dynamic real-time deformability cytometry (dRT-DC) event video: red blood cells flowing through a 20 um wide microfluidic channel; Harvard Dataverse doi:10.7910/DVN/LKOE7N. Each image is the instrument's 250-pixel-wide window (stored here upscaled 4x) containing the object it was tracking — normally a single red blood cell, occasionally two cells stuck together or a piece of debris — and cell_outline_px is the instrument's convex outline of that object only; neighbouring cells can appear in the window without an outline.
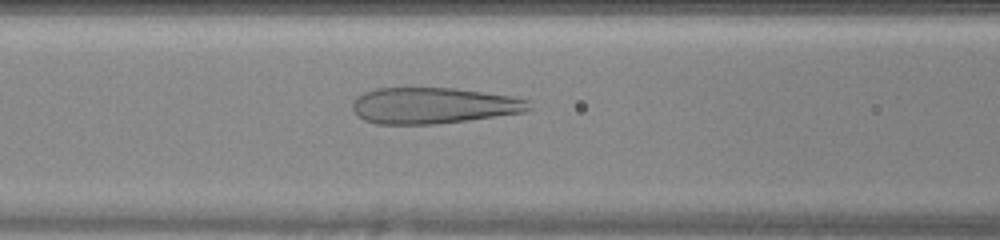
{"species": "human", "species_latin": "Homo sapiens", "temperature_condition": "warm", "stored_images_in_passage": 47, "camera_frame_rate_fps": 3000, "um_per_image_px": 0.085, "donor": {"sex": "female"}, "frame": {"image": 1, "passage_image": 21, "time_ms": 6.667, "image_size_px": [1000, 240], "cell_outline_px": [[532, 108], [524, 112], [468, 120], [436, 124], [376, 124], [364, 120], [356, 116], [352, 108], [352, 104], [356, 96], [364, 92], [376, 88], [456, 88], [512, 96], [528, 100]], "centroid_in_image_um": [36.8, 8.97], "position_along_channel_um": 129.8, "area_um2": 37.34}}
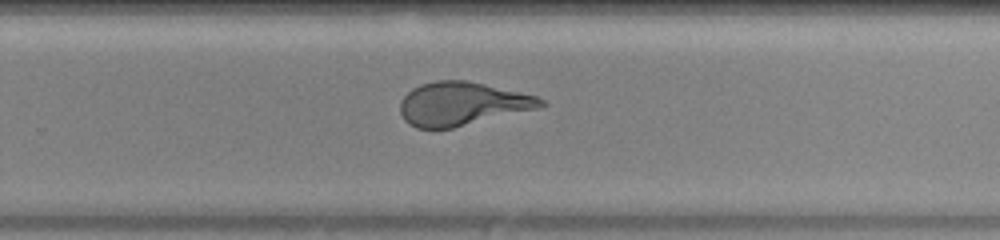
{"frame": {"image": 2, "passage_image": 32, "time_ms": 10.333, "image_size_px": [1000, 240], "cell_outline_px": [[548, 104], [536, 108], [452, 128], [416, 128], [408, 124], [404, 120], [400, 112], [400, 100], [412, 88], [420, 84], [436, 80], [464, 80], [484, 84], [536, 96], [544, 100]], "centroid_in_image_um": [39.21, 8.82], "position_along_channel_um": 290.6, "area_um2": 35.2}}
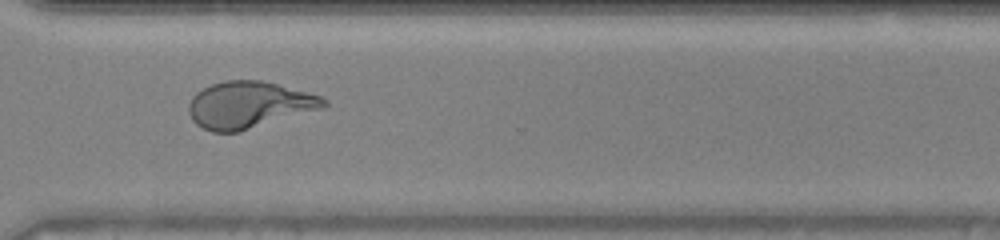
{"frame": {"image": 3, "passage_image": 36, "time_ms": 11.667, "image_size_px": [1000, 240], "cell_outline_px": [[328, 104], [324, 108], [236, 132], [212, 132], [196, 124], [192, 120], [188, 112], [188, 104], [192, 96], [196, 92], [212, 84], [224, 80], [260, 80], [276, 84], [320, 96], [328, 100]], "centroid_in_image_um": [21.13, 8.91], "position_along_channel_um": 349.5, "area_um2": 36.47}}